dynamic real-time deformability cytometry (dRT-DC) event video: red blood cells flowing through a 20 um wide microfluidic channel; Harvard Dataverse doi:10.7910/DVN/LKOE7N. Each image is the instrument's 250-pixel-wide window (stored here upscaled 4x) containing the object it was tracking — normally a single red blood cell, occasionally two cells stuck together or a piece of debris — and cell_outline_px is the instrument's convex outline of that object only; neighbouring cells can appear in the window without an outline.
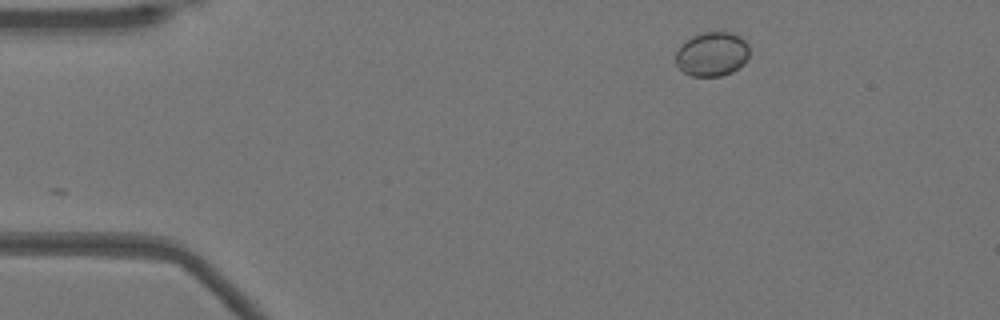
{"species": "Egyptian fruit bat (a non-hibernating species)", "species_latin": "Rousettus aegyptiacus", "temperature_condition": "warm", "stored_images_in_passage": 38, "camera_frame_rate_fps": 3000, "um_per_image_px": 0.085, "animal": {"sex": "female"}, "frame": {"image": 1, "passage_image": 1, "time_ms": 0.0, "image_size_px": [1000, 320], "cell_outline_px": [[748, 56], [744, 64], [732, 72], [720, 76], [692, 76], [684, 72], [676, 64], [676, 52], [680, 44], [692, 36], [704, 32], [732, 32], [740, 36], [748, 44]], "centroid_in_image_um": [60.52, 4.59], "position_along_channel_um": 24.5, "area_um2": 19.07}}
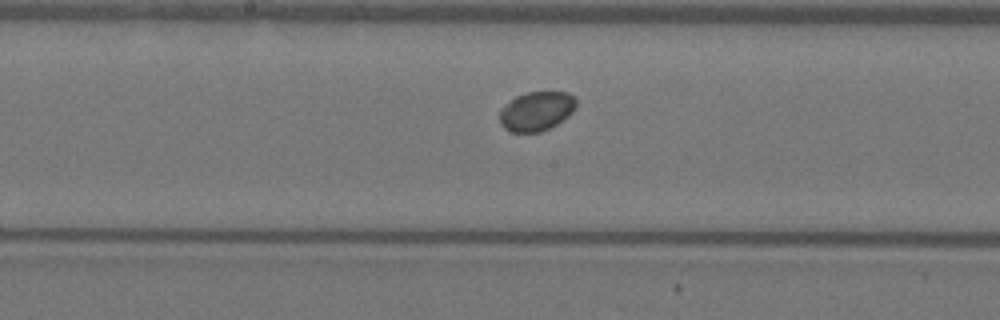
{"frame": {"image": 2, "passage_image": 20, "time_ms": 6.333, "image_size_px": [1000, 320], "cell_outline_px": [[576, 108], [568, 116], [556, 124], [540, 132], [512, 132], [504, 128], [500, 124], [500, 108], [504, 104], [516, 96], [524, 92], [568, 92], [576, 96]], "centroid_in_image_um": [45.59, 9.43], "position_along_channel_um": 202.6, "area_um2": 17.69}}
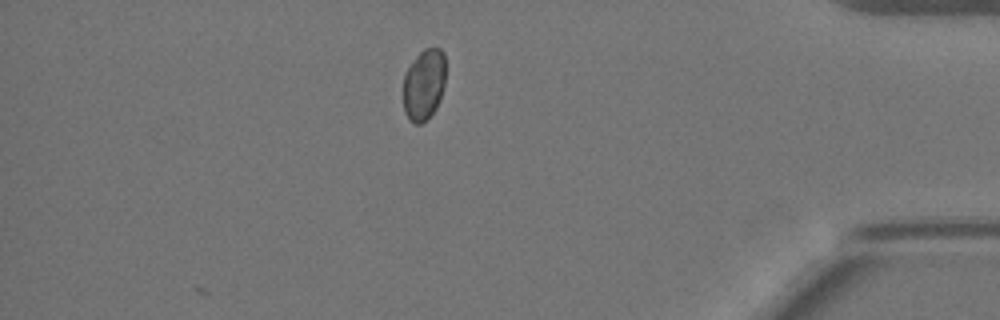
{"frame": {"image": 3, "passage_image": 38, "time_ms": 12.333, "image_size_px": [1000, 320], "cell_outline_px": [[444, 84], [440, 100], [436, 108], [420, 124], [412, 124], [408, 120], [404, 112], [404, 72], [412, 60], [424, 48], [440, 48], [444, 52]], "centroid_in_image_um": [36.01, 7.18], "position_along_channel_um": 399.2, "area_um2": 17.63}, "authors_computed_cell_mechanics": {"area_um2": 18.0336, "velocity_mm_per_s": 3.9114, "shape_relaxation_time_tau1_ms": 0.2389, "shape_relaxation_time_tau2_ms": null, "deformation_change_tau1": null, "deformation_change_tau2": null}}